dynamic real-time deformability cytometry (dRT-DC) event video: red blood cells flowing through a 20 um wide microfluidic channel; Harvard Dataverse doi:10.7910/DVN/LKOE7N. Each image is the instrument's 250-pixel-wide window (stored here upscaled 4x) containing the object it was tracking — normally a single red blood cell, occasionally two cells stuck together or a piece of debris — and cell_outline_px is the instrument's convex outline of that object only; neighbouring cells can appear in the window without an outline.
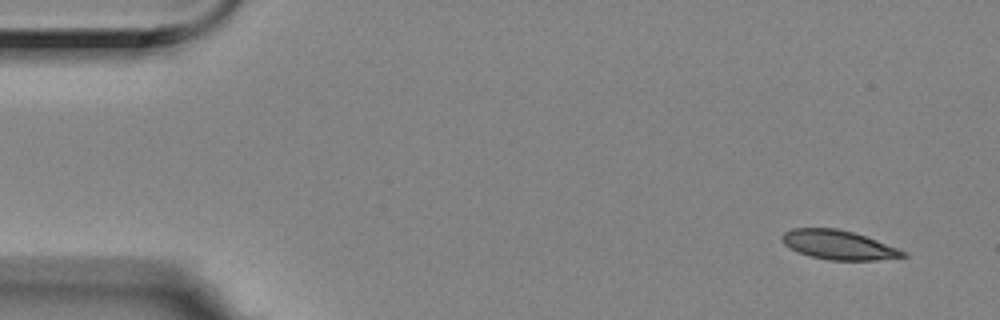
{"species": "Egyptian fruit bat (a non-hibernating species)", "species_latin": "Rousettus aegyptiacus", "temperature_condition": "room temperature", "stored_images_in_passage": 3, "segment_of_instrument_passage": [2, 2], "camera_frame_rate_fps": 3000, "um_per_image_px": 0.085, "animal": {"sex": "female"}, "frame": {"image": 1, "passage_image": 3, "time_ms": 0.667, "image_size_px": [1000, 320], "cell_outline_px": [[908, 256], [876, 260], [828, 260], [812, 256], [800, 252], [784, 244], [780, 236], [784, 232], [792, 228], [836, 228], [852, 232], [876, 240], [908, 252]], "centroid_in_image_um": [71.28, 20.81], "position_along_channel_um": 13.7, "area_um2": 20.35}}